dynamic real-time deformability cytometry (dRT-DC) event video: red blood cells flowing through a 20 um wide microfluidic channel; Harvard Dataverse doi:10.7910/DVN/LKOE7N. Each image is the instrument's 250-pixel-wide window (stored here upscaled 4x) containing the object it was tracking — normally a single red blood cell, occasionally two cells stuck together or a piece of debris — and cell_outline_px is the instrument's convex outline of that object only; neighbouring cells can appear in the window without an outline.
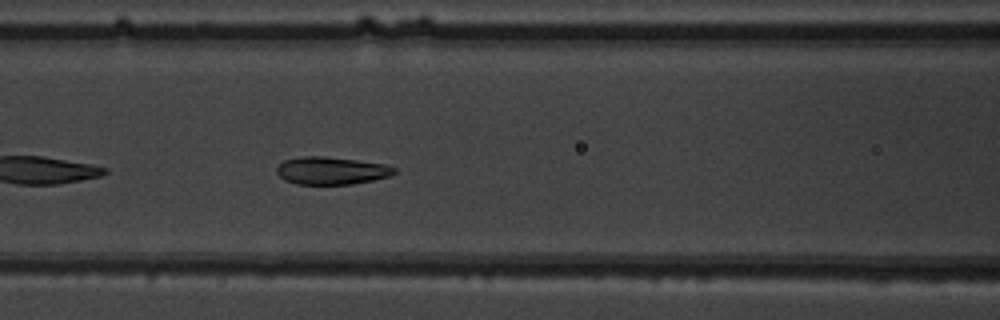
{"species": "common noctule bat (a hibernating species)", "species_latin": "Nyctalus noctula", "temperature_condition": "warm", "stored_images_in_passage": 36, "camera_frame_rate_fps": 3000, "um_per_image_px": 0.085, "animal": {"sex": "male", "body_mass_g": 19.5, "forearm_length_mm": 54.6}, "frame": {"image": 1, "passage_image": 7, "time_ms": 2.0, "image_size_px": [1000, 320], "cell_outline_px": [[396, 172], [388, 176], [372, 180], [352, 184], [300, 184], [284, 180], [276, 172], [276, 168], [284, 160], [304, 156], [324, 156], [356, 160], [384, 164], [396, 168]], "centroid_in_image_um": [28.15, 14.5], "position_along_channel_um": 138.5, "area_um2": 18.73}}
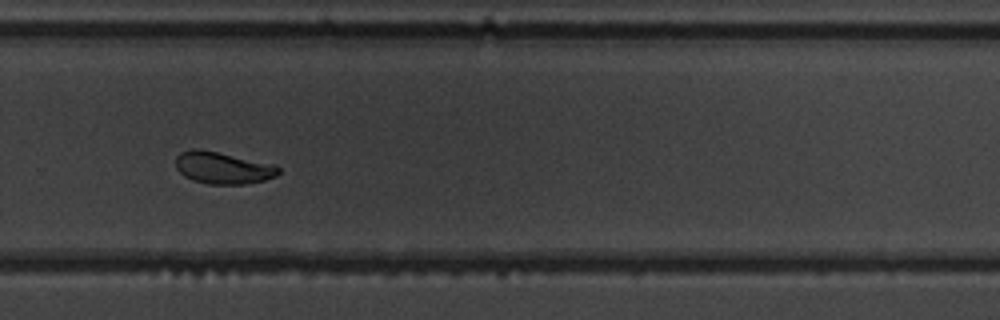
{"frame": {"image": 2, "passage_image": 20, "time_ms": 6.333, "image_size_px": [1000, 320], "cell_outline_px": [[280, 172], [276, 176], [264, 180], [244, 184], [208, 184], [192, 180], [184, 176], [176, 168], [176, 156], [180, 152], [192, 148], [200, 148], [276, 164], [280, 168]], "centroid_in_image_um": [18.94, 14.25], "position_along_channel_um": 310.9, "area_um2": 19.42}}
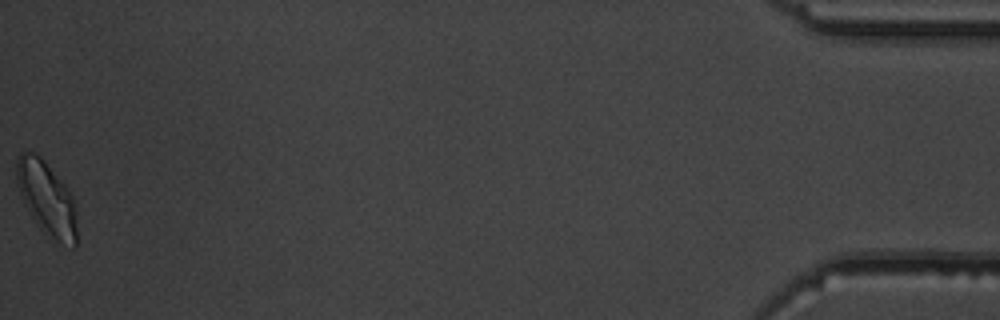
{"frame": {"image": 3, "passage_image": 36, "time_ms": 11.667, "image_size_px": [1000, 320], "cell_outline_px": [[76, 244], [72, 248], [60, 244], [44, 232], [36, 224], [20, 192], [16, 176], [16, 160], [20, 152], [24, 148], [36, 152], [44, 160], [64, 184], [72, 196], [76, 208]], "centroid_in_image_um": [3.97, 16.84], "position_along_channel_um": 431.2, "area_um2": 25.95}, "authors_computed_cell_mechanics": {"area_um2": 19.4786, "velocity_mm_per_s": 3.9933, "shape_relaxation_time_tau1_ms": 2.8277, "shape_relaxation_time_tau2_ms": 1.1393, "deformation_change_tau1": 0.1428, "deformation_change_tau2": 0.0542}}